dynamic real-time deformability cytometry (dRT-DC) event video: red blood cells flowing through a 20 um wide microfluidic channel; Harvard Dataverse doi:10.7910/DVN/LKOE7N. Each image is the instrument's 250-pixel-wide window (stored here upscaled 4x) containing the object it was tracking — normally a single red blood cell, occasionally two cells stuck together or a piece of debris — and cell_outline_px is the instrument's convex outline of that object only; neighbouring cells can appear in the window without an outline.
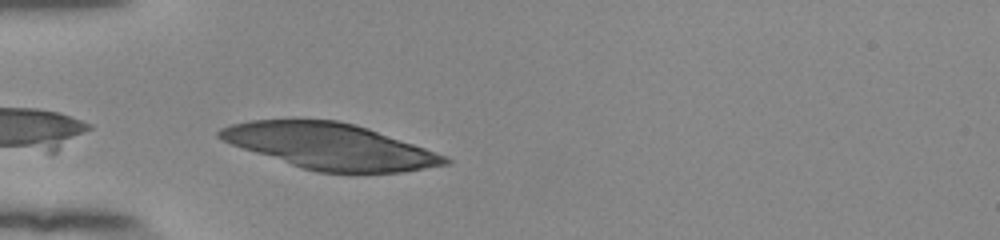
{"species": "human", "species_latin": "Homo sapiens", "temperature_condition": "room temperature", "stored_images_in_passage": 15, "camera_frame_rate_fps": 3000, "um_per_image_px": 0.085, "donor": {"sex": "female"}, "frame": {"image": 1, "passage_image": 1, "time_ms": 0.0, "image_size_px": [1000, 240], "cell_outline_px": [[452, 160], [448, 164], [400, 172], [316, 172], [232, 144], [216, 136], [216, 132], [220, 128], [232, 124], [248, 120], [336, 120], [356, 124], [368, 128], [424, 148], [444, 156]], "centroid_in_image_um": [28.04, 12.42], "position_along_channel_um": 57.0, "area_um2": 58.84}}
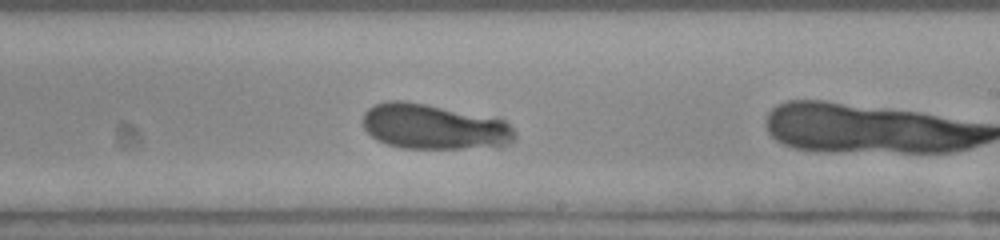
{"frame": {"image": 2, "passage_image": 14, "time_ms": 4.333, "image_size_px": [1000, 240], "cell_outline_px": [[516, 140], [500, 148], [400, 148], [376, 140], [364, 128], [364, 112], [368, 108], [384, 100], [404, 100], [504, 120], [516, 132]], "centroid_in_image_um": [36.9, 10.79], "position_along_channel_um": 252.1, "area_um2": 40.11}}